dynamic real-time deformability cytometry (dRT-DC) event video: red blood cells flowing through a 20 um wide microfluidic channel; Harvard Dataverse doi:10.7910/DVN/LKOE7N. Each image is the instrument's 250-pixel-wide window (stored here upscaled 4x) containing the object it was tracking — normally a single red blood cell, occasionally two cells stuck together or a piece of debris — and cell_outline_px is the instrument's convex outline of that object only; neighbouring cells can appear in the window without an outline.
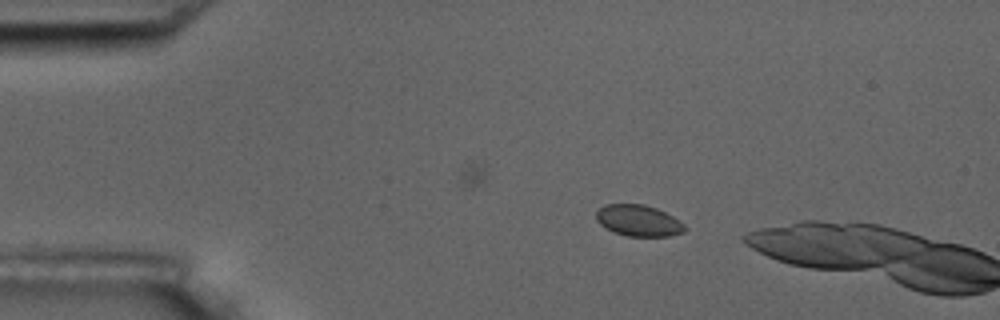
{"species": "common noctule bat (a hibernating species)", "species_latin": "Nyctalus noctula", "temperature_condition": "room temperature", "stored_images_in_passage": 2, "camera_frame_rate_fps": 3000, "um_per_image_px": 0.085, "animal": {"sex": "male", "body_mass_g": 17.5, "forearm_length_mm": 52.3}, "frame": {"image": 1, "passage_image": 1, "time_ms": 0.0, "image_size_px": [1000, 320], "cell_outline_px": [[688, 228], [684, 232], [668, 236], [628, 236], [616, 232], [600, 224], [596, 220], [596, 212], [604, 204], [644, 204], [656, 208], [672, 216], [684, 224]], "centroid_in_image_um": [54.28, 18.74], "position_along_channel_um": 30.7, "area_um2": 16.01}}